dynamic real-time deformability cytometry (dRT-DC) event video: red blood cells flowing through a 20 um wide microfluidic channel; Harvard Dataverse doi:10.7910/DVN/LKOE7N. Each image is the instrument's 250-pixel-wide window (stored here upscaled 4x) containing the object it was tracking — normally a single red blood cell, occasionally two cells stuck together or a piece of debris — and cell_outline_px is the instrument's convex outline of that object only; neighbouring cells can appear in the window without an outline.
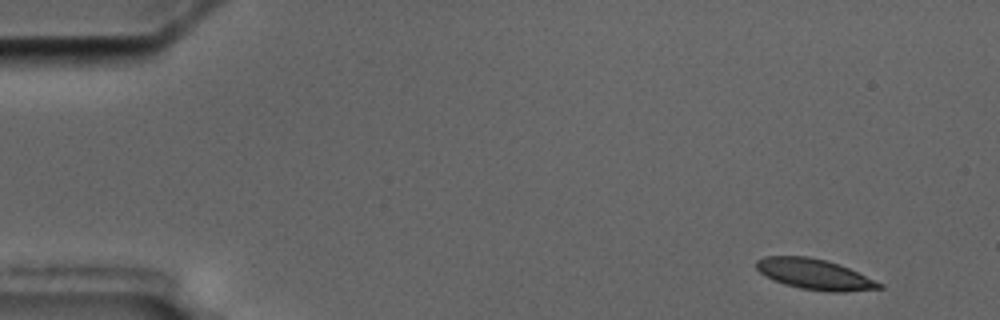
{"species": "common noctule bat (a hibernating species)", "species_latin": "Nyctalus noctula", "temperature_condition": "cold", "stored_images_in_passage": 7, "camera_frame_rate_fps": 3000, "um_per_image_px": 0.085, "animal": {"sex": "male", "body_mass_g": 17.5, "forearm_length_mm": 52.3}, "frame": {"image": 1, "passage_image": 1, "time_ms": 0.0, "image_size_px": [1000, 320], "cell_outline_px": [[884, 288], [844, 292], [828, 292], [800, 288], [784, 284], [760, 272], [756, 268], [756, 260], [764, 256], [808, 256], [824, 260], [848, 268], [884, 284]], "centroid_in_image_um": [69.25, 23.32], "position_along_channel_um": 15.7, "area_um2": 21.62}}
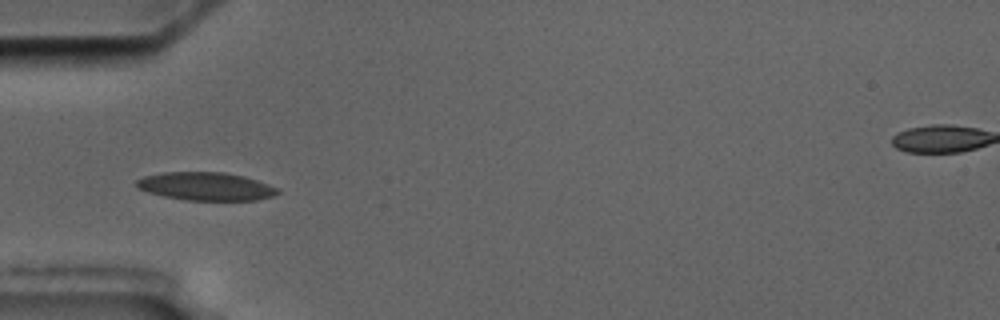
{"frame": {"image": 2, "passage_image": 5, "time_ms": 4.667, "image_size_px": [1000, 320], "cell_outline_px": [[280, 192], [276, 196], [256, 200], [184, 200], [164, 196], [148, 192], [136, 188], [136, 180], [144, 176], [164, 172], [224, 172], [244, 176], [280, 188]], "centroid_in_image_um": [17.52, 15.84], "position_along_channel_um": 67.5, "area_um2": 23.29}}
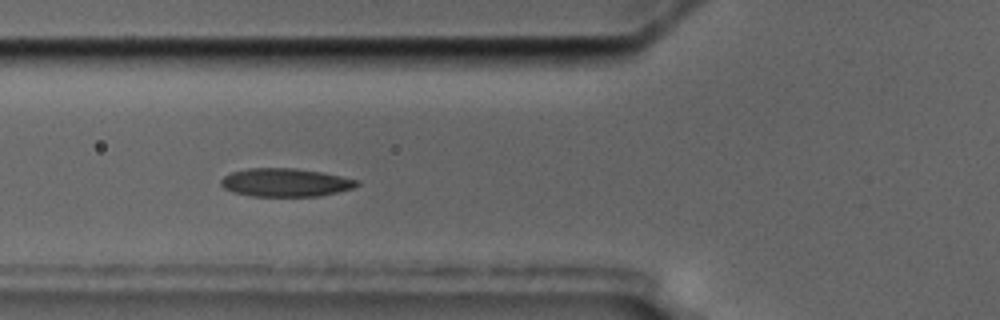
{"frame": {"image": 3, "passage_image": 6, "time_ms": 5.667, "image_size_px": [1000, 320], "cell_outline_px": [[360, 184], [352, 188], [320, 196], [252, 196], [236, 192], [224, 188], [220, 184], [220, 180], [224, 176], [232, 172], [248, 168], [296, 168], [324, 172], [360, 180]], "centroid_in_image_um": [24.29, 15.5], "position_along_channel_um": 101.5, "area_um2": 22.43}}